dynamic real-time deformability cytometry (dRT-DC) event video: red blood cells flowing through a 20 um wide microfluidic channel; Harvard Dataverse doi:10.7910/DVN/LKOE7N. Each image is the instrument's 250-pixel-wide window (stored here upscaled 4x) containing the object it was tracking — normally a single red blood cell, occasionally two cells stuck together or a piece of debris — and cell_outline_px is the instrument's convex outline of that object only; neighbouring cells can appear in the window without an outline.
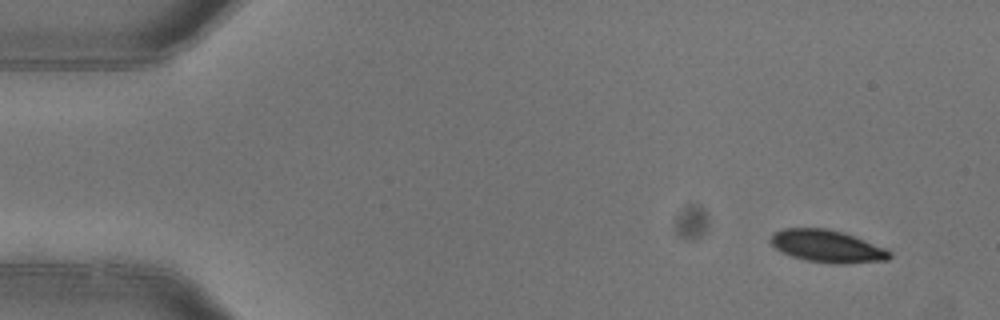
{"species": "common noctule bat (a hibernating species)", "species_latin": "Nyctalus noctula", "temperature_condition": "warm", "stored_images_in_passage": 4, "camera_frame_rate_fps": 3000, "um_per_image_px": 0.085, "animal": {"sex": "female"}, "frame": {"image": 1, "passage_image": 1, "time_ms": 0.0, "image_size_px": [1000, 320], "cell_outline_px": [[892, 256], [888, 260], [848, 264], [832, 264], [804, 260], [780, 252], [772, 244], [772, 232], [784, 228], [828, 228], [844, 232], [884, 248], [892, 252]], "centroid_in_image_um": [70.32, 20.94], "position_along_channel_um": 14.7, "area_um2": 22.6}}
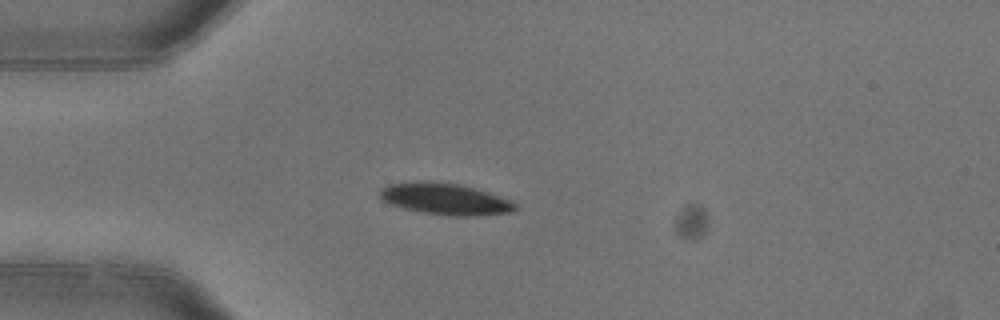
{"frame": {"image": 2, "passage_image": 4, "time_ms": 1.0, "image_size_px": [1000, 320], "cell_outline_px": [[520, 208], [512, 212], [472, 216], [452, 216], [424, 212], [404, 208], [392, 204], [384, 200], [380, 196], [380, 192], [388, 184], [428, 180], [460, 184], [476, 188], [512, 200]], "centroid_in_image_um": [37.92, 16.9], "position_along_channel_um": 47.1, "area_um2": 24.8}}